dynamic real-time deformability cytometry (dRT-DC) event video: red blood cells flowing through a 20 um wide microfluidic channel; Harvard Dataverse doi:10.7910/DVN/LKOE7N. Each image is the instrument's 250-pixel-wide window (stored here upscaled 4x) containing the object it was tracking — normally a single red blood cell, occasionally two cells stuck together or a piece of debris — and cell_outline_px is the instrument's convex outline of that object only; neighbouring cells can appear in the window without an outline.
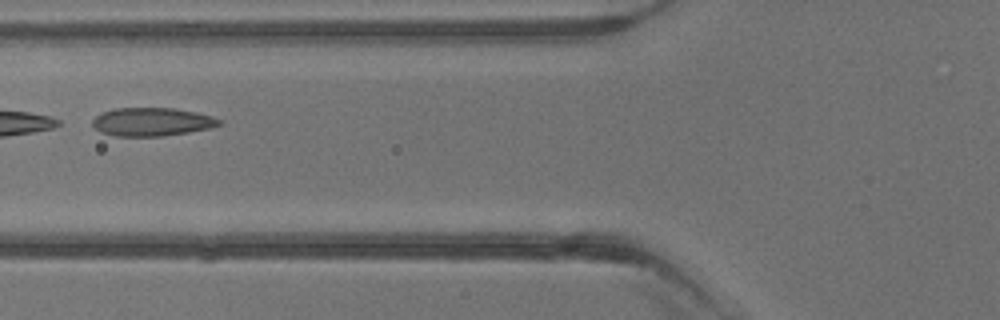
{"species": "common noctule bat (a hibernating species)", "species_latin": "Nyctalus noctula", "temperature_condition": "warm", "stored_images_in_passage": 4, "camera_frame_rate_fps": 3000, "um_per_image_px": 0.085, "animal": {"sex": "male", "body_mass_g": 13.3}, "frame": {"image": 1, "passage_image": 4, "time_ms": 3.667, "image_size_px": [1000, 320], "cell_outline_px": [[224, 120], [220, 124], [212, 128], [188, 132], [160, 136], [116, 136], [100, 132], [92, 124], [92, 120], [96, 116], [112, 108], [172, 108], [212, 116]], "centroid_in_image_um": [12.91, 10.36], "position_along_channel_um": 112.9, "area_um2": 20.81}}